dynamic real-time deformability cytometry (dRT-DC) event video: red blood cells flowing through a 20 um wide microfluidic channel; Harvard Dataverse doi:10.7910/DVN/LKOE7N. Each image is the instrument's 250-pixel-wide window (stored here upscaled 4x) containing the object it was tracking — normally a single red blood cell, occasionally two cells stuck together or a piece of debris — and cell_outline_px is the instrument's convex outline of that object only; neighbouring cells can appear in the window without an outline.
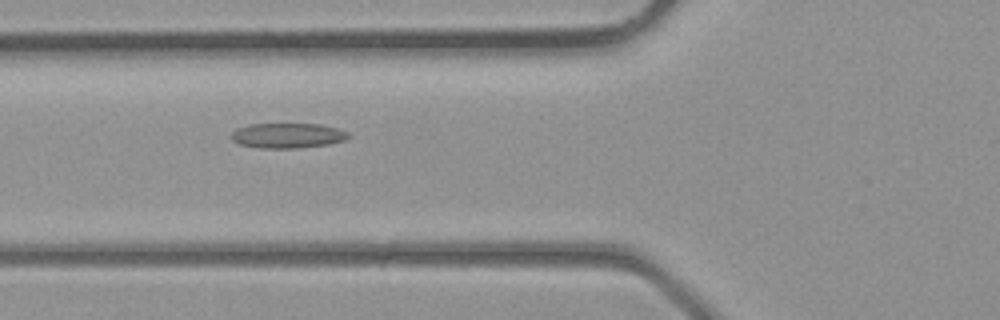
{"species": "common noctule bat (a hibernating species)", "species_latin": "Nyctalus noctula", "temperature_condition": "room temperature", "stored_images_in_passage": 26, "camera_frame_rate_fps": 3000, "um_per_image_px": 0.085, "animal": {"sex": "male", "body_mass_g": 23.1, "forearm_length_mm": 52.7}, "frame": {"image": 1, "passage_image": 3, "time_ms": 0.667, "image_size_px": [1000, 320], "cell_outline_px": [[352, 136], [344, 140], [328, 144], [296, 148], [260, 148], [236, 144], [232, 140], [232, 132], [236, 128], [248, 124], [320, 124], [340, 128], [348, 132]], "centroid_in_image_um": [24.44, 11.52], "position_along_channel_um": 101.4, "area_um2": 17.28}}
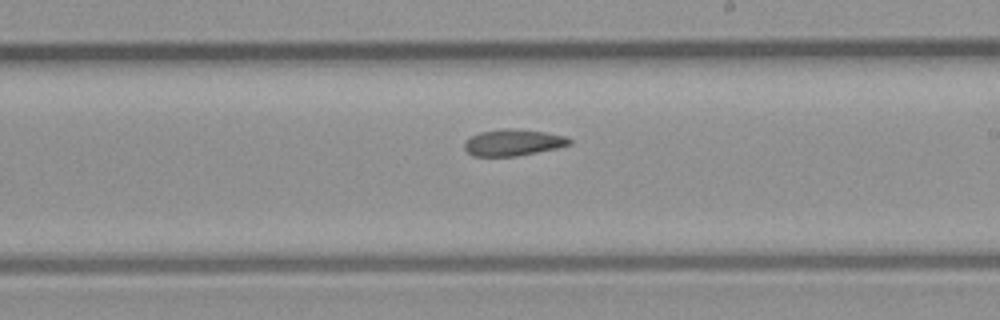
{"frame": {"image": 2, "passage_image": 11, "time_ms": 3.333, "image_size_px": [1000, 320], "cell_outline_px": [[572, 144], [556, 148], [516, 156], [472, 156], [464, 148], [464, 144], [472, 136], [480, 132], [504, 128], [512, 128], [544, 132], [568, 136], [572, 140]], "centroid_in_image_um": [43.64, 12.11], "position_along_channel_um": 245.4, "area_um2": 16.13}}
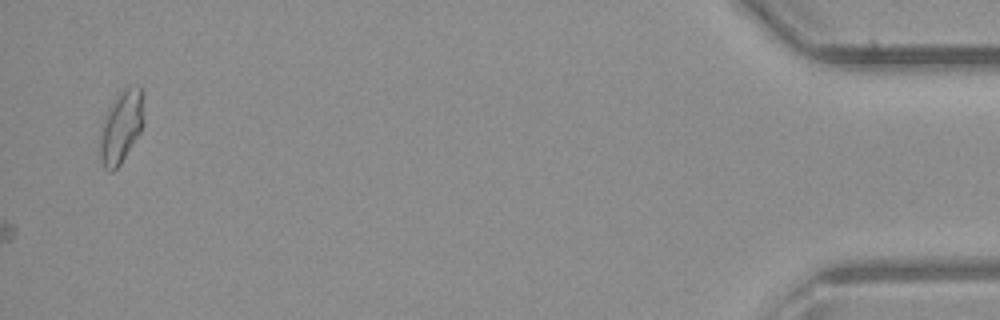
{"frame": {"image": 3, "passage_image": 26, "time_ms": 8.333, "image_size_px": [1000, 320], "cell_outline_px": [[144, 124], [140, 132], [120, 164], [112, 172], [108, 172], [104, 168], [100, 160], [100, 128], [104, 116], [116, 96], [124, 88], [140, 88], [144, 92]], "centroid_in_image_um": [10.3, 10.79], "position_along_channel_um": 424.9, "area_um2": 18.61}}